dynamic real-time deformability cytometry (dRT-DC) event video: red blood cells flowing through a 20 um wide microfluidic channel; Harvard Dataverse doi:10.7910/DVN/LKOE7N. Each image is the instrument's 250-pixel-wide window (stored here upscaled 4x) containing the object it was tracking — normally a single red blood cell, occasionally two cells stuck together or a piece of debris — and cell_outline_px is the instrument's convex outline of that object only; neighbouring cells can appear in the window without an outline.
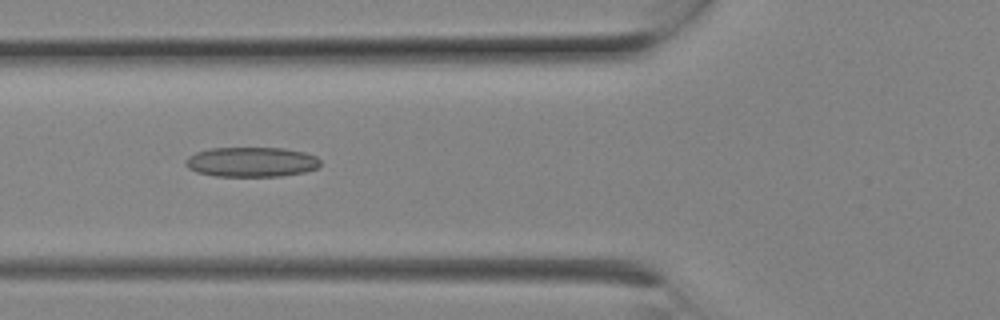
{"species": "Egyptian fruit bat (a non-hibernating species)", "species_latin": "Rousettus aegyptiacus", "temperature_condition": "room temperature", "stored_images_in_passage": 9, "camera_frame_rate_fps": 3000, "um_per_image_px": 0.085, "animal": {"sex": "female"}, "frame": {"image": 1, "passage_image": 8, "time_ms": 2.333, "image_size_px": [1000, 320], "cell_outline_px": [[320, 164], [316, 168], [304, 172], [280, 176], [216, 176], [196, 172], [188, 168], [184, 164], [184, 160], [188, 156], [196, 152], [212, 148], [284, 148], [304, 152], [316, 156], [320, 160]], "centroid_in_image_um": [21.34, 13.76], "position_along_channel_um": 104.5, "area_um2": 23.47}}
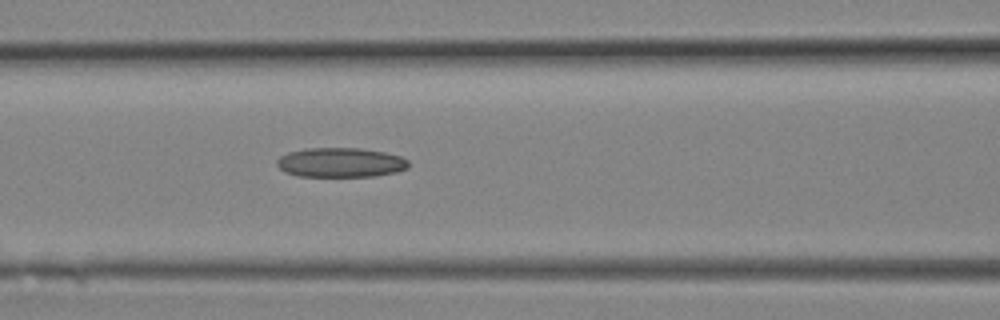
{"frame": {"image": 2, "passage_image": 9, "time_ms": 2.667, "image_size_px": [1000, 320], "cell_outline_px": [[408, 168], [396, 172], [376, 176], [296, 176], [284, 172], [276, 164], [276, 160], [280, 156], [288, 152], [304, 148], [360, 148], [384, 152], [400, 156], [408, 160]], "centroid_in_image_um": [28.92, 13.81], "position_along_channel_um": 137.7, "area_um2": 22.77}}